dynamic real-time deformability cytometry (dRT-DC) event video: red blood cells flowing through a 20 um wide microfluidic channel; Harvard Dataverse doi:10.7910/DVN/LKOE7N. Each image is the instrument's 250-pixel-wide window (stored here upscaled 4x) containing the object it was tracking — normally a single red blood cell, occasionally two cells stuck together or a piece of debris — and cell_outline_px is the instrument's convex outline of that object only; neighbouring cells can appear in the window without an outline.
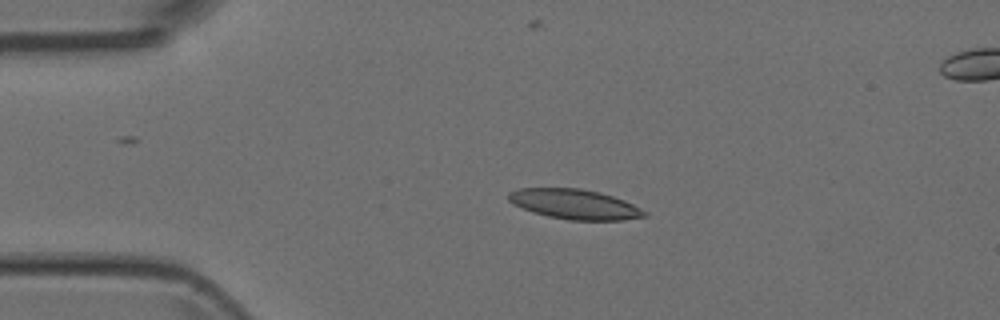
{"species": "Egyptian fruit bat (a non-hibernating species)", "species_latin": "Rousettus aegyptiacus", "temperature_condition": "room temperature", "stored_images_in_passage": 5, "segment_of_instrument_passage": [1, 2], "camera_frame_rate_fps": 3000, "um_per_image_px": 0.085, "animal": {"sex": "female"}, "frame": {"image": 1, "passage_image": 3, "time_ms": 0.667, "image_size_px": [1000, 320], "cell_outline_px": [[648, 216], [624, 220], [568, 220], [548, 216], [532, 212], [512, 204], [508, 200], [508, 192], [520, 188], [580, 188], [600, 192], [624, 200], [648, 212]], "centroid_in_image_um": [48.84, 17.36], "position_along_channel_um": 36.2, "area_um2": 23.81}}